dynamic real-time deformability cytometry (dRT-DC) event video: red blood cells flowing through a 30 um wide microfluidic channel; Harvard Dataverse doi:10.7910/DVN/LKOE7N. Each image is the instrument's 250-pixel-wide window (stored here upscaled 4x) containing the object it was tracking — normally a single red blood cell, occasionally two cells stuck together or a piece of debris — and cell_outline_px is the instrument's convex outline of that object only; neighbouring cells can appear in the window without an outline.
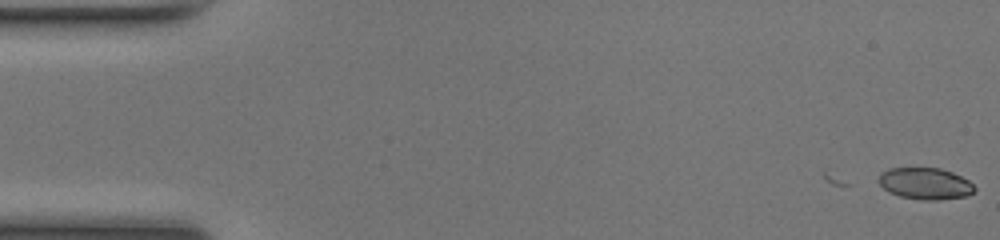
{"species": "common noctule bat (a hibernating species)", "species_latin": "Nyctalus noctula", "temperature_condition": "room temperature", "stored_images_in_passage": 5, "camera_frame_rate_fps": 3000, "um_per_image_px": 0.085, "animal": {"sex": "female", "body_mass_g": 17.0, "forearm_length_mm": 48.0}, "frame": {"image": 1, "passage_image": 5, "time_ms": 1.333, "image_size_px": [1000, 240], "cell_outline_px": [[976, 188], [968, 196], [940, 200], [924, 200], [900, 196], [888, 192], [876, 180], [880, 172], [888, 168], [940, 168], [952, 172], [968, 180]], "centroid_in_image_um": [78.61, 15.6], "position_along_channel_um": 6.4, "area_um2": 17.8}}